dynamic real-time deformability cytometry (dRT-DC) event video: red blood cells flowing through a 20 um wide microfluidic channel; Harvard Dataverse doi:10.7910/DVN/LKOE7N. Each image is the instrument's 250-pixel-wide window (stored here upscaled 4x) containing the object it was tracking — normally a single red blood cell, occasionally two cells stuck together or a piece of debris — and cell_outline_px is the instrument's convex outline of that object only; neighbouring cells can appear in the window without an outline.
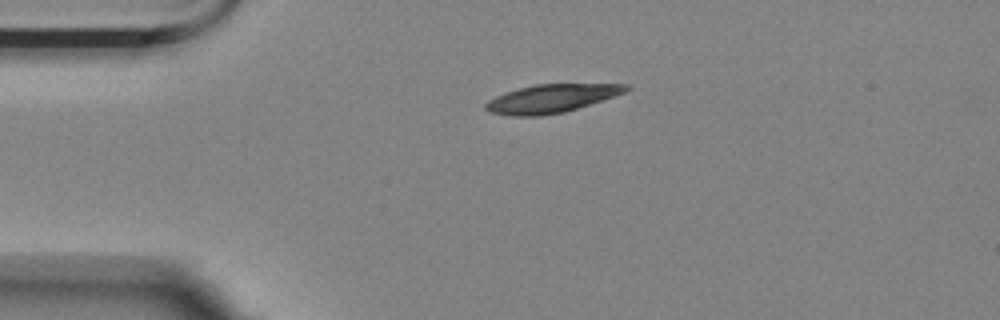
{"species": "Egyptian fruit bat (a non-hibernating species)", "species_latin": "Rousettus aegyptiacus", "temperature_condition": "room temperature", "stored_images_in_passage": 42, "camera_frame_rate_fps": 3000, "um_per_image_px": 0.085, "animal": {"sex": "female"}, "frame": {"image": 1, "passage_image": 1, "time_ms": 0.0, "image_size_px": [1000, 320], "cell_outline_px": [[632, 88], [624, 92], [564, 112], [540, 116], [512, 116], [488, 112], [484, 108], [484, 104], [488, 100], [504, 92], [536, 84], [628, 84]], "centroid_in_image_um": [46.79, 8.37], "position_along_channel_um": 38.2, "area_um2": 22.89}}
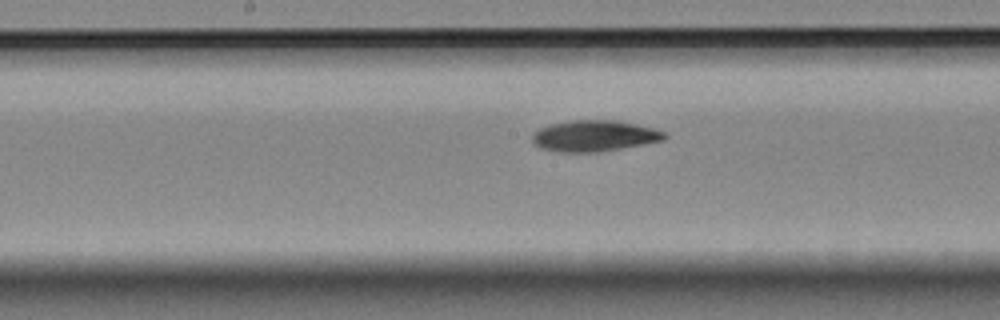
{"frame": {"image": 2, "passage_image": 17, "time_ms": 5.333, "image_size_px": [1000, 320], "cell_outline_px": [[668, 136], [664, 140], [644, 144], [600, 152], [560, 152], [540, 148], [532, 144], [532, 132], [540, 128], [552, 124], [572, 120], [616, 120], [636, 124], [652, 128], [664, 132]], "centroid_in_image_um": [50.49, 11.55], "position_along_channel_um": 197.7, "area_um2": 24.04}}
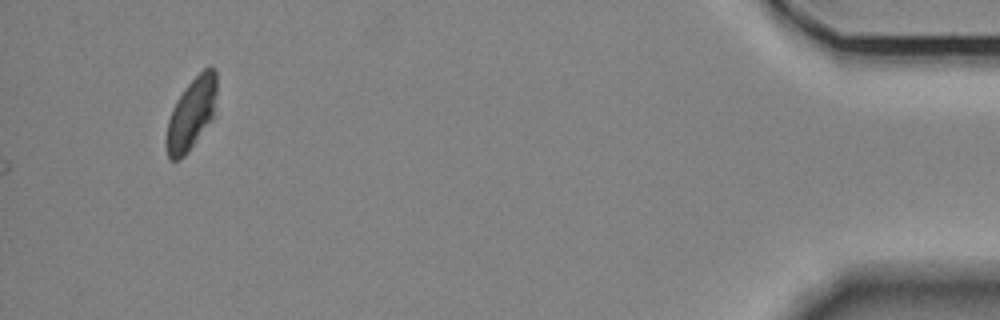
{"frame": {"image": 3, "passage_image": 42, "time_ms": 13.667, "image_size_px": [1000, 320], "cell_outline_px": [[216, 116], [188, 152], [180, 160], [172, 160], [168, 156], [164, 140], [168, 120], [172, 108], [176, 100], [188, 84], [208, 64], [216, 68]], "centroid_in_image_um": [16.29, 9.68], "position_along_channel_um": 418.9, "area_um2": 21.68}, "authors_computed_cell_mechanics": {"area_um2": 23.3801, "velocity_mm_per_s": 3.5346, "shape_relaxation_time_tau1_ms": 3.9921, "shape_relaxation_time_tau2_ms": null, "deformation_change_tau1": 0.1391, "deformation_change_tau2": null}}